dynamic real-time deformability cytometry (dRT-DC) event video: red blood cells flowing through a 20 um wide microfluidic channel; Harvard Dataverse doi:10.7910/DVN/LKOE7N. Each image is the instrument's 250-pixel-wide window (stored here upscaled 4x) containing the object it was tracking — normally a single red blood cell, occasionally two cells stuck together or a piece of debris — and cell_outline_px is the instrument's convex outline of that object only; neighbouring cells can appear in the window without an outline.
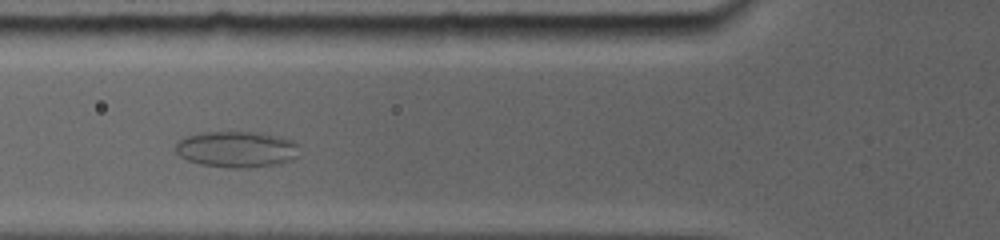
{"species": "common noctule bat (a hibernating species)", "species_latin": "Nyctalus noctula", "temperature_condition": "room temperature", "stored_images_in_passage": 10, "camera_frame_rate_fps": 5000, "um_per_image_px": 0.085, "animal": {"sex": "female", "body_mass_g": 19.0, "forearm_length_mm": 56.7}, "frame": {"image": 1, "passage_image": 4, "time_ms": 3.4, "image_size_px": [1000, 240], "cell_outline_px": [[296, 156], [292, 160], [280, 164], [248, 168], [228, 168], [200, 164], [188, 160], [180, 156], [176, 152], [176, 144], [180, 140], [188, 136], [216, 132], [248, 132], [292, 140], [296, 144]], "centroid_in_image_um": [20.09, 12.73], "position_along_channel_um": 105.7, "area_um2": 25.43}}
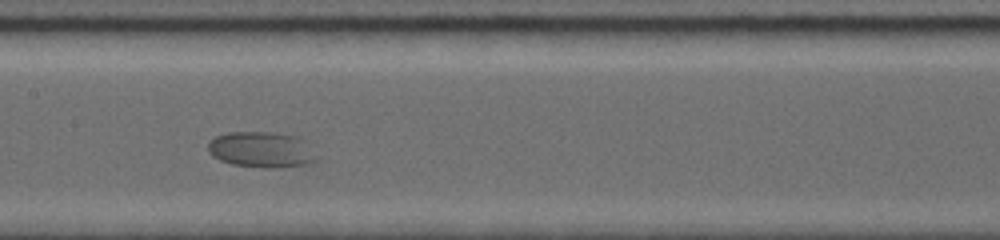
{"frame": {"image": 2, "passage_image": 6, "time_ms": 5.6, "image_size_px": [1000, 240], "cell_outline_px": [[316, 160], [304, 164], [280, 168], [264, 168], [232, 164], [220, 160], [212, 156], [208, 152], [208, 144], [216, 136], [232, 132], [264, 132], [292, 136]], "centroid_in_image_um": [22.02, 12.75], "position_along_channel_um": 185.4, "area_um2": 21.39}}
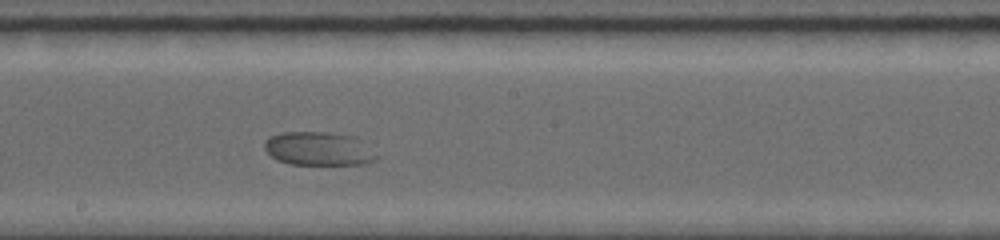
{"frame": {"image": 3, "passage_image": 7, "time_ms": 6.6, "image_size_px": [1000, 240], "cell_outline_px": [[380, 156], [376, 160], [364, 164], [288, 164], [276, 160], [264, 148], [264, 144], [272, 136], [284, 132], [328, 132], [352, 136]], "centroid_in_image_um": [27.08, 12.65], "position_along_channel_um": 221.1, "area_um2": 21.62}}